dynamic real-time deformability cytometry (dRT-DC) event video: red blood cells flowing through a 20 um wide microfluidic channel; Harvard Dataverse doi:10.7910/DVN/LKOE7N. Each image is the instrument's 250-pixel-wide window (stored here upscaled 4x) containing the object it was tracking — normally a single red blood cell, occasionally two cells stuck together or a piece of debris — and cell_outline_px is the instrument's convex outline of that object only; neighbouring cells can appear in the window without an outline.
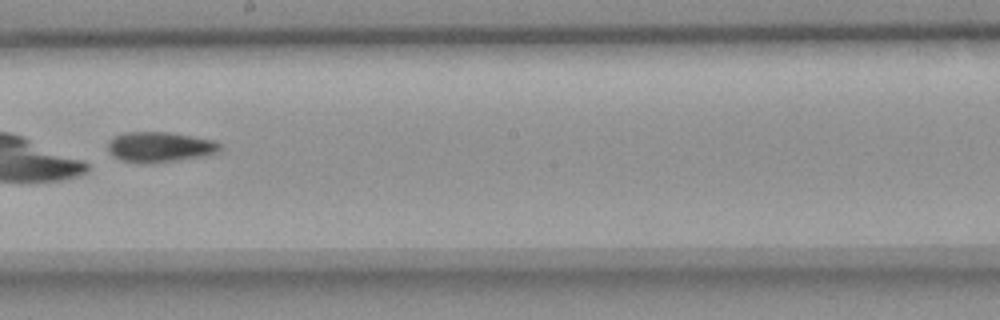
{"species": "common noctule bat (a hibernating species)", "species_latin": "Nyctalus noctula", "temperature_condition": "room temperature", "stored_images_in_passage": 55, "camera_frame_rate_fps": 3000, "um_per_image_px": 0.085, "animal": {"sex": "female", "body_mass_g": 18.4}, "frame": {"image": 1, "passage_image": 32, "time_ms": 10.333, "image_size_px": [1000, 320], "cell_outline_px": [[220, 148], [216, 152], [204, 156], [152, 164], [140, 164], [120, 160], [112, 156], [108, 152], [108, 144], [116, 136], [128, 132], [168, 132], [216, 140], [220, 144]], "centroid_in_image_um": [13.57, 12.51], "position_along_channel_um": 234.6, "area_um2": 19.88}, "authors_computed_cell_mechanics": {"area_um2": 19.7676, "velocity_mm_per_s": 3.6796, "shape_relaxation_time_tau1_ms": 9.0713, "shape_relaxation_time_tau2_ms": 8.3656, "deformation_change_tau1": 0.1673, "deformation_change_tau2": 0.1528}}